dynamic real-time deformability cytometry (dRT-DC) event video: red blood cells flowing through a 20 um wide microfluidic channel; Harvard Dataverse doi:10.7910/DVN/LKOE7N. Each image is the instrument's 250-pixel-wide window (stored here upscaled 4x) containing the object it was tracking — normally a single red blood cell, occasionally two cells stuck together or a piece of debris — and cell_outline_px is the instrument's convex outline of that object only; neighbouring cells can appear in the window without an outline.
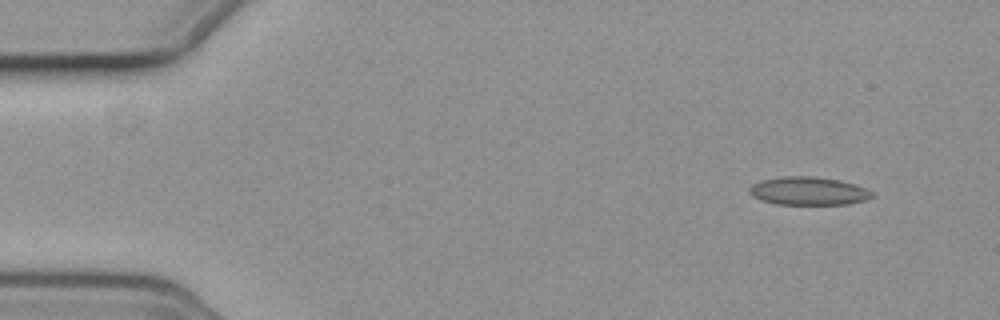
{"species": "common noctule bat (a hibernating species)", "species_latin": "Nyctalus noctula", "temperature_condition": "cold", "stored_images_in_passage": 5, "camera_frame_rate_fps": 3000, "um_per_image_px": 0.085, "animal": {"sex": "female", "body_mass_g": 19.3, "forearm_length_mm": 54.1}, "frame": {"image": 1, "passage_image": 1, "time_ms": 0.0, "image_size_px": [1000, 320], "cell_outline_px": [[876, 196], [864, 200], [848, 204], [776, 204], [760, 200], [752, 196], [748, 188], [752, 184], [760, 180], [780, 176], [812, 176], [840, 180], [864, 188], [872, 192]], "centroid_in_image_um": [68.67, 16.23], "position_along_channel_um": 16.3, "area_um2": 20.17}}
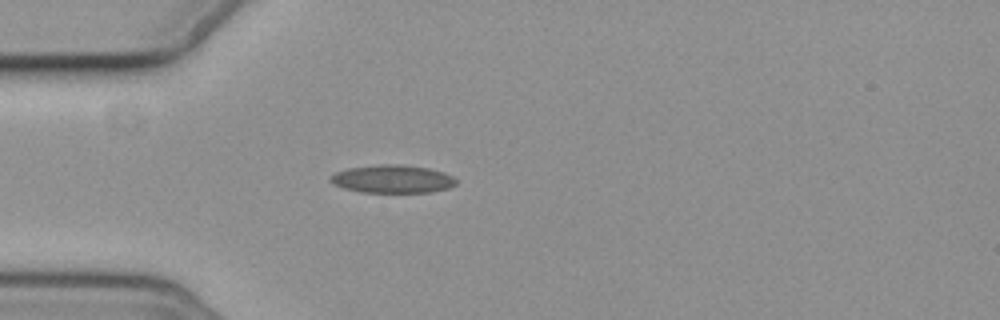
{"frame": {"image": 2, "passage_image": 3, "time_ms": 3.667, "image_size_px": [1000, 320], "cell_outline_px": [[456, 184], [448, 188], [432, 192], [360, 192], [344, 188], [332, 184], [328, 180], [328, 176], [336, 172], [348, 168], [380, 164], [400, 164], [428, 168], [444, 172], [452, 176], [456, 180]], "centroid_in_image_um": [33.32, 15.21], "position_along_channel_um": 51.7, "area_um2": 20.63}}
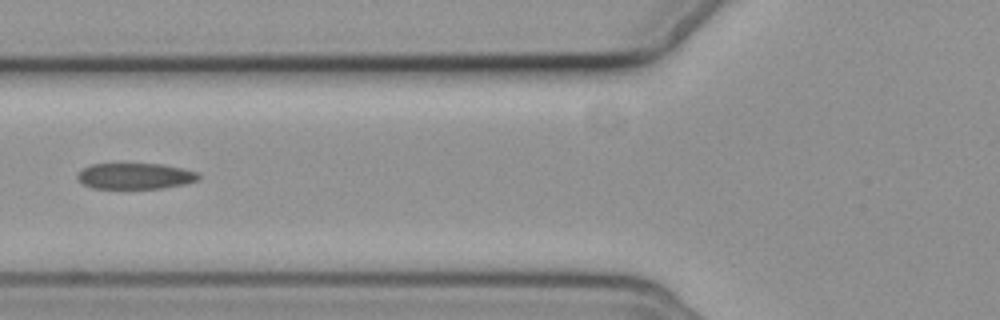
{"frame": {"image": 3, "passage_image": 5, "time_ms": 5.667, "image_size_px": [1000, 320], "cell_outline_px": [[200, 180], [184, 184], [164, 188], [92, 188], [84, 184], [76, 176], [84, 168], [92, 164], [160, 164], [180, 168], [196, 172], [200, 176]], "centroid_in_image_um": [11.51, 14.97], "position_along_channel_um": 114.3, "area_um2": 18.09}}